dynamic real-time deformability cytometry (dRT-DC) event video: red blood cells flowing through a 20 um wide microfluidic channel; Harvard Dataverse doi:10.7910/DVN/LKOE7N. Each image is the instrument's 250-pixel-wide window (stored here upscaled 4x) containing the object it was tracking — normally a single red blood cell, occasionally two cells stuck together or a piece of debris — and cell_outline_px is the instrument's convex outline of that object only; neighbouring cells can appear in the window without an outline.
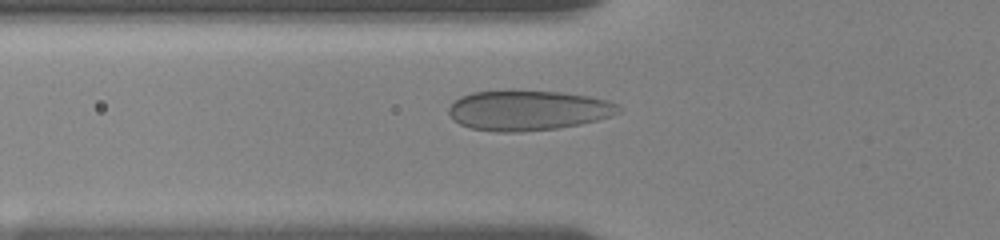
{"species": "human", "species_latin": "Homo sapiens", "temperature_condition": "room temperature", "stored_images_in_passage": 45, "camera_frame_rate_fps": 3000, "um_per_image_px": 0.085, "donor": {"sex": "female"}, "frame": {"image": 1, "passage_image": 11, "time_ms": 3.333, "image_size_px": [1000, 240], "cell_outline_px": [[624, 108], [620, 112], [612, 116], [580, 124], [560, 128], [520, 132], [496, 132], [468, 128], [460, 124], [448, 112], [448, 108], [460, 96], [472, 92], [512, 88], [560, 92], [588, 96], [608, 100]], "centroid_in_image_um": [44.88, 9.35], "position_along_channel_um": 80.9, "area_um2": 40.58}}
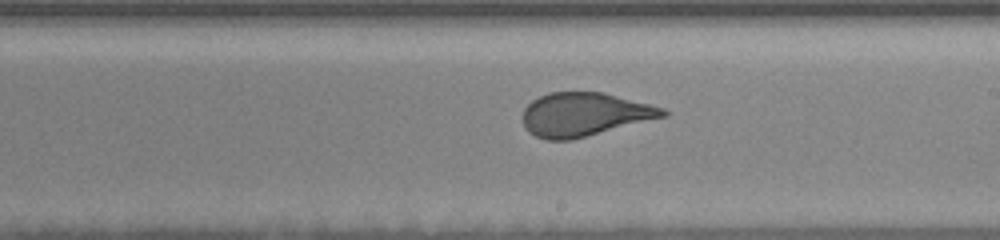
{"frame": {"image": 2, "passage_image": 24, "time_ms": 7.667, "image_size_px": [1000, 240], "cell_outline_px": [[668, 116], [572, 140], [544, 140], [528, 132], [524, 128], [520, 116], [524, 108], [532, 100], [548, 92], [604, 92], [664, 108], [668, 112]], "centroid_in_image_um": [49.64, 9.73], "position_along_channel_um": 239.4, "area_um2": 36.01}}
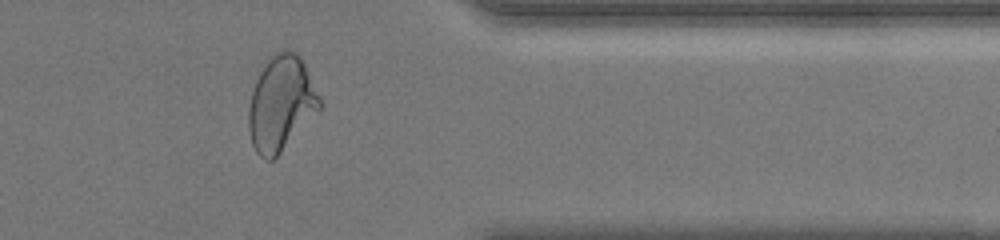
{"frame": {"image": 3, "passage_image": 37, "time_ms": 12.0, "image_size_px": [1000, 240], "cell_outline_px": [[320, 108], [280, 152], [272, 160], [264, 160], [256, 152], [252, 144], [248, 128], [248, 108], [252, 92], [256, 80], [260, 72], [268, 60], [276, 52], [296, 52], [300, 56], [320, 96]], "centroid_in_image_um": [23.86, 8.81], "position_along_channel_um": 387.5, "area_um2": 38.38}}